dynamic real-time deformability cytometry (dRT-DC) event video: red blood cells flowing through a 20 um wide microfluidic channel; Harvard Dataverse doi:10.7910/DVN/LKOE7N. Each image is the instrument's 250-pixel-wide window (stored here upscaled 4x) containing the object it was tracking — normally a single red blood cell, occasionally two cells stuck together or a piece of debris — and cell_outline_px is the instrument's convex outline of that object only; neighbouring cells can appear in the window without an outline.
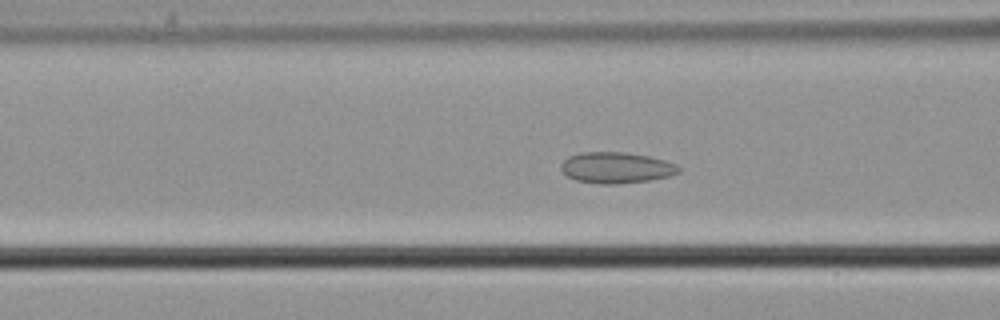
{"species": "common noctule bat (a hibernating species)", "species_latin": "Nyctalus noctula", "temperature_condition": "cold", "stored_images_in_passage": 49, "camera_frame_rate_fps": 3000, "um_per_image_px": 0.085, "animal": {"sex": "male", "body_mass_g": 21.5, "forearm_length_mm": 52.0}, "frame": {"image": 1, "passage_image": 16, "time_ms": 5.0, "image_size_px": [1000, 320], "cell_outline_px": [[680, 172], [668, 176], [648, 180], [616, 184], [600, 184], [576, 180], [568, 176], [560, 168], [560, 164], [568, 156], [580, 152], [628, 152], [648, 156], [664, 160], [676, 164], [680, 168]], "centroid_in_image_um": [52.36, 14.24], "position_along_channel_um": 114.2, "area_um2": 21.27}}
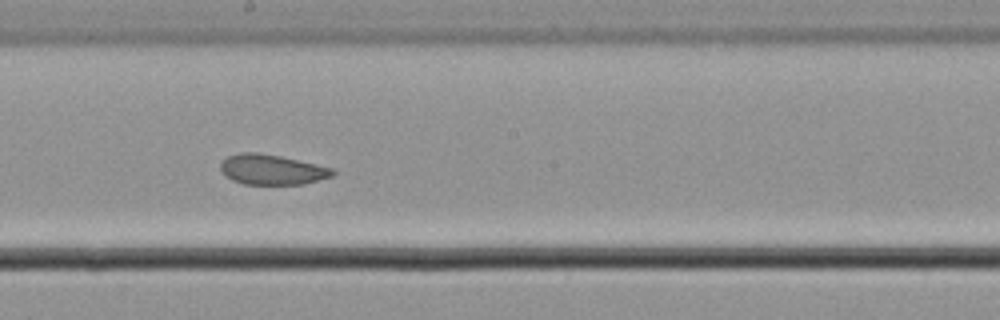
{"frame": {"image": 2, "passage_image": 25, "time_ms": 8.0, "image_size_px": [1000, 320], "cell_outline_px": [[336, 172], [332, 176], [304, 184], [244, 184], [232, 180], [224, 176], [220, 168], [220, 164], [228, 156], [240, 152], [260, 152], [280, 156], [316, 164], [332, 168]], "centroid_in_image_um": [23.09, 14.41], "position_along_channel_um": 225.1, "area_um2": 19.71}}
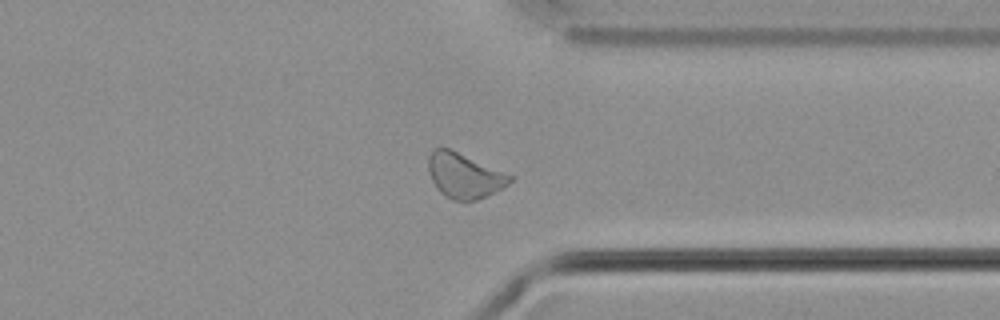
{"frame": {"image": 3, "passage_image": 37, "time_ms": 12.0, "image_size_px": [1000, 320], "cell_outline_px": [[512, 180], [508, 184], [496, 192], [476, 200], [464, 204], [452, 200], [444, 196], [436, 188], [432, 180], [428, 168], [428, 156], [436, 148], [448, 148], [504, 172], [512, 176]], "centroid_in_image_um": [39.45, 14.98], "position_along_channel_um": 372.0, "area_um2": 21.39}, "authors_computed_cell_mechanics": {"area_um2": 21.2704, "velocity_mm_per_s": 3.6991, "shape_relaxation_time_tau1_ms": null, "shape_relaxation_time_tau2_ms": 2.0172, "deformation_change_tau1": null, "deformation_change_tau2": 0.0701}}